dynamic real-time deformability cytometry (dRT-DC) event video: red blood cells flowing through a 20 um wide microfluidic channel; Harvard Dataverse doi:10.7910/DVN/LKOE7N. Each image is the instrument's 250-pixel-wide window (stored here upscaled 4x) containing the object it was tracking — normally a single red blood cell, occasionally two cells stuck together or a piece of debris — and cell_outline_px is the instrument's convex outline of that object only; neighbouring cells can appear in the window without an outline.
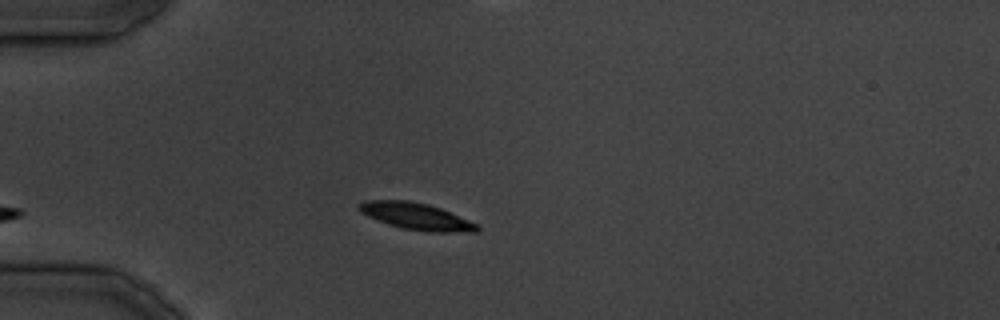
{"species": "common noctule bat (a hibernating species)", "species_latin": "Nyctalus noctula", "temperature_condition": "cold", "stored_images_in_passage": 28, "camera_frame_rate_fps": 3000, "um_per_image_px": 0.085, "animal": {"sex": "male", "body_mass_g": 19.5, "forearm_length_mm": 54.6}, "frame": {"image": 1, "passage_image": 1, "time_ms": 0.0, "image_size_px": [1000, 320], "cell_outline_px": [[480, 228], [476, 232], [428, 232], [404, 228], [388, 224], [368, 216], [360, 212], [356, 208], [356, 204], [364, 200], [408, 200], [428, 204], [440, 208], [468, 220], [476, 224]], "centroid_in_image_um": [35.33, 18.37], "position_along_channel_um": 49.7, "area_um2": 18.38}}